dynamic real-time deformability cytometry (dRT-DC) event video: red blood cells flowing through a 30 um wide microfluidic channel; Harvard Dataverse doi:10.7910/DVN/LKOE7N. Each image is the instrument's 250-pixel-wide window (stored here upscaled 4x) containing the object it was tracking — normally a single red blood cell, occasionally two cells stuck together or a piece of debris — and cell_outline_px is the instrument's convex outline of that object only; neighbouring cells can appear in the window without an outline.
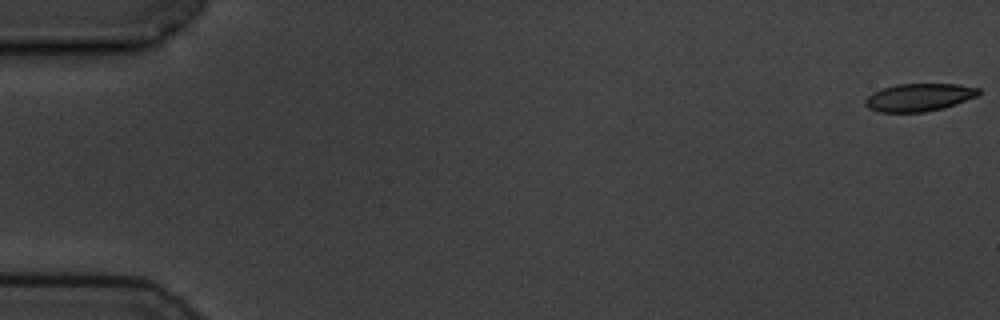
{"species": "common noctule bat (a hibernating species)", "species_latin": "Nyctalus noctula", "temperature_condition": "cold", "stored_images_in_passage": 6, "camera_frame_rate_fps": 3000, "um_per_image_px": 0.085, "animal": {"sex": "male", "body_mass_g": 19.5, "forearm_length_mm": 54.6}, "frame": {"image": 1, "passage_image": 1, "time_ms": 0.0, "image_size_px": [1000, 320], "cell_outline_px": [[980, 92], [976, 96], [956, 104], [944, 108], [924, 112], [880, 112], [868, 108], [864, 104], [864, 100], [872, 92], [896, 84], [956, 84], [980, 88]], "centroid_in_image_um": [78.1, 8.28], "position_along_channel_um": 6.9, "area_um2": 18.32}}
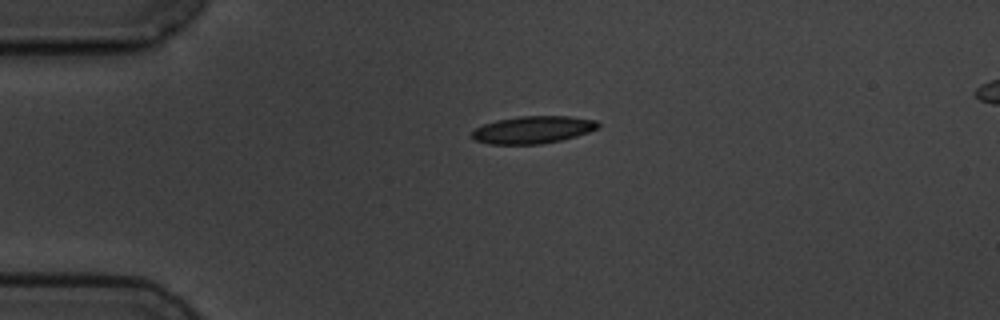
{"frame": {"image": 2, "passage_image": 5, "time_ms": 4.333, "image_size_px": [1000, 320], "cell_outline_px": [[600, 128], [576, 136], [560, 140], [540, 144], [488, 144], [476, 140], [472, 136], [472, 132], [476, 128], [484, 124], [496, 120], [520, 116], [568, 116], [596, 120], [600, 124]], "centroid_in_image_um": [45.32, 11.02], "position_along_channel_um": 39.7, "area_um2": 20.06}}